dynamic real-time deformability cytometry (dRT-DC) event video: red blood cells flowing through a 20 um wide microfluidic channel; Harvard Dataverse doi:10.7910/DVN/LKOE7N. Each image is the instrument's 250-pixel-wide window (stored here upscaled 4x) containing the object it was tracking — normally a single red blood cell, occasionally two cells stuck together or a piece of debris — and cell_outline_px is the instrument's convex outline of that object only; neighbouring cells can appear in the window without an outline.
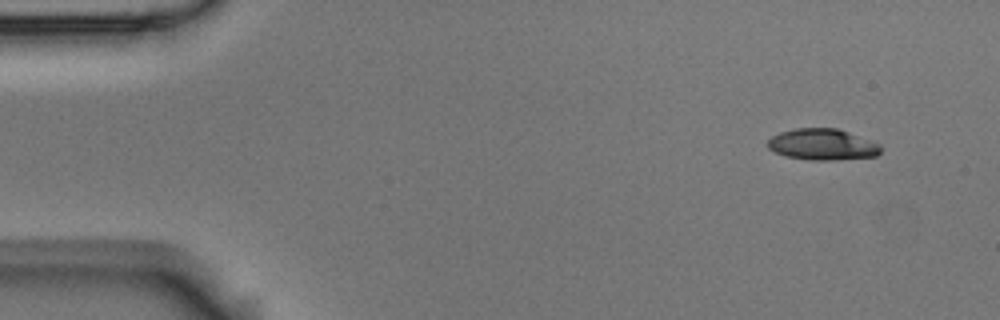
{"species": "Egyptian fruit bat (a non-hibernating species)", "species_latin": "Rousettus aegyptiacus", "temperature_condition": "room temperature", "stored_images_in_passage": 4, "camera_frame_rate_fps": 3000, "um_per_image_px": 0.085, "animal": {"sex": "male"}, "frame": {"image": 1, "passage_image": 1, "time_ms": 0.0, "image_size_px": [1000, 320], "cell_outline_px": [[880, 152], [876, 156], [832, 160], [812, 160], [788, 156], [776, 152], [768, 148], [768, 140], [772, 136], [780, 132], [796, 128], [836, 128], [848, 132], [880, 144]], "centroid_in_image_um": [69.9, 12.27], "position_along_channel_um": 15.1, "area_um2": 20.29}}